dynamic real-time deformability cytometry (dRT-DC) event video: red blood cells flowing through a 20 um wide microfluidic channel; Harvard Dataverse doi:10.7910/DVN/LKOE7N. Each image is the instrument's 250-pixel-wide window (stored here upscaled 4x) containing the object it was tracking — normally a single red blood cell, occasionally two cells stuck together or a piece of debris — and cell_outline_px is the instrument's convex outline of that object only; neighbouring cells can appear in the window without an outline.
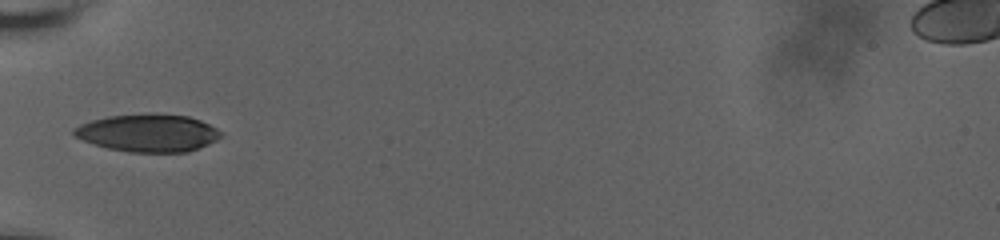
{"species": "human", "species_latin": "Homo sapiens", "temperature_condition": "room temperature", "stored_images_in_passage": 3, "camera_frame_rate_fps": 3000, "um_per_image_px": 0.085, "donor": {"sex": "male"}, "frame": {"image": 1, "passage_image": 1, "time_ms": 0.0, "image_size_px": [1000, 240], "cell_outline_px": [[224, 132], [216, 140], [208, 144], [188, 152], [128, 152], [108, 148], [84, 140], [76, 136], [72, 132], [72, 128], [80, 124], [92, 120], [108, 116], [148, 112], [156, 112], [188, 116], [200, 120]], "centroid_in_image_um": [12.6, 11.27], "position_along_channel_um": 72.4, "area_um2": 32.48}}